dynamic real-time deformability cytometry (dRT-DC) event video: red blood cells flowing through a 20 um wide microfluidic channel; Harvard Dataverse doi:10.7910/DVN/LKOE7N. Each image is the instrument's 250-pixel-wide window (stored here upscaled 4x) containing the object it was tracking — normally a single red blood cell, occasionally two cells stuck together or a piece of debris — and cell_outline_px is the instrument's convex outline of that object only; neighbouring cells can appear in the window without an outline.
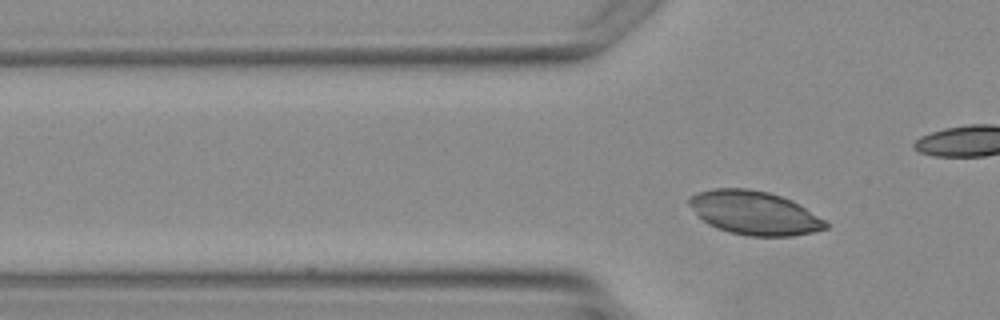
{"species": "Egyptian fruit bat (a non-hibernating species)", "species_latin": "Rousettus aegyptiacus", "temperature_condition": "warm", "stored_images_in_passage": 3, "camera_frame_rate_fps": 3000, "um_per_image_px": 0.085, "animal": {"sex": "female"}, "frame": {"image": 1, "passage_image": 3, "time_ms": 2.333, "image_size_px": [1000, 320], "cell_outline_px": [[828, 228], [812, 232], [792, 236], [748, 236], [728, 232], [716, 228], [708, 224], [688, 204], [688, 200], [696, 192], [712, 188], [748, 188], [768, 192], [792, 200], [800, 204], [824, 220], [828, 224]], "centroid_in_image_um": [64.12, 18.09], "position_along_channel_um": 61.7, "area_um2": 34.68}}